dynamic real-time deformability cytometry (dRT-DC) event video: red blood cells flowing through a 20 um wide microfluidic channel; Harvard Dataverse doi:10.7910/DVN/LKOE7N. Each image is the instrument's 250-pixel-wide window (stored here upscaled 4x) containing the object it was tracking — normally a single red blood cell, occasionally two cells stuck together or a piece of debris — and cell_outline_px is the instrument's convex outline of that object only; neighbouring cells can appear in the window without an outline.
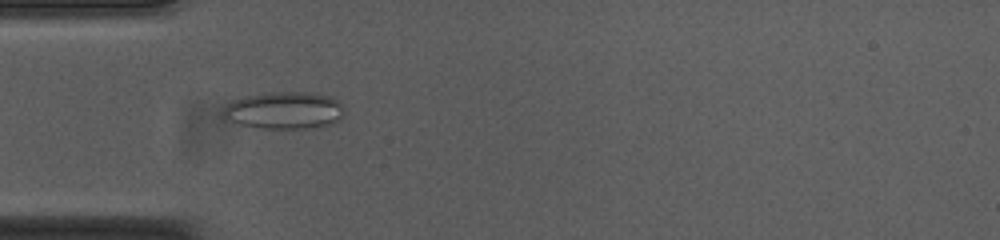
{"species": "common noctule bat (a hibernating species)", "species_latin": "Nyctalus noctula", "temperature_condition": "cold", "stored_images_in_passage": 42, "camera_frame_rate_fps": 3000, "um_per_image_px": 0.085, "animal": {"sex": "female", "body_mass_g": 23.0, "forearm_length_mm": 53.4}, "frame": {"image": 1, "passage_image": 5, "time_ms": 1.333, "image_size_px": [1000, 240], "cell_outline_px": [[344, 116], [340, 120], [328, 124], [308, 128], [264, 128], [240, 124], [224, 116], [224, 108], [232, 100], [244, 96], [276, 92], [312, 92], [332, 96], [336, 100], [344, 112]], "centroid_in_image_um": [24.2, 9.37], "position_along_channel_um": 60.8, "area_um2": 25.89}}
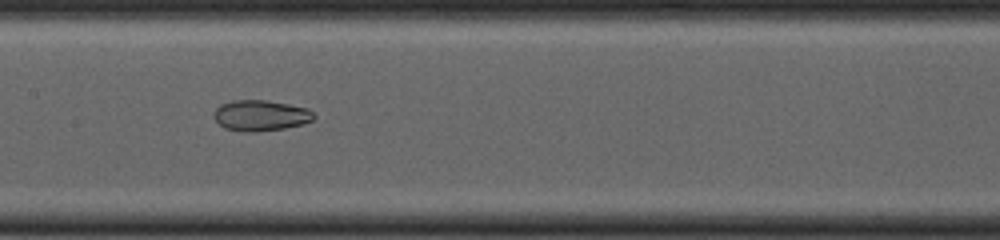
{"frame": {"image": 2, "passage_image": 15, "time_ms": 4.667, "image_size_px": [1000, 240], "cell_outline_px": [[316, 116], [312, 120], [304, 124], [284, 128], [256, 132], [244, 132], [224, 128], [212, 116], [216, 108], [220, 104], [232, 100], [268, 100], [308, 108]], "centroid_in_image_um": [22.14, 9.81], "position_along_channel_um": 185.3, "area_um2": 18.09}}
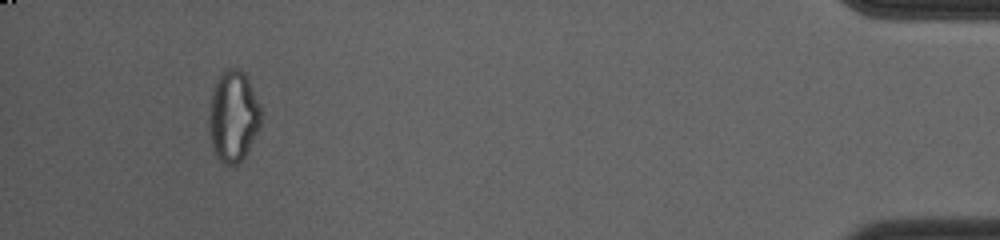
{"frame": {"image": 3, "passage_image": 39, "time_ms": 12.667, "image_size_px": [1000, 240], "cell_outline_px": [[260, 128], [244, 160], [236, 164], [224, 164], [216, 156], [212, 144], [208, 124], [208, 112], [212, 92], [216, 80], [228, 68], [240, 68], [244, 72], [248, 80], [260, 108]], "centroid_in_image_um": [19.82, 9.92], "position_along_channel_um": 415.4, "area_um2": 27.57}, "authors_computed_cell_mechanics": {"area_um2": 22.7154, "velocity_mm_per_s": 3.7629, "shape_relaxation_time_tau1_ms": null, "shape_relaxation_time_tau2_ms": 4.2683, "deformation_change_tau1": null, "deformation_change_tau2": 0.0707}}